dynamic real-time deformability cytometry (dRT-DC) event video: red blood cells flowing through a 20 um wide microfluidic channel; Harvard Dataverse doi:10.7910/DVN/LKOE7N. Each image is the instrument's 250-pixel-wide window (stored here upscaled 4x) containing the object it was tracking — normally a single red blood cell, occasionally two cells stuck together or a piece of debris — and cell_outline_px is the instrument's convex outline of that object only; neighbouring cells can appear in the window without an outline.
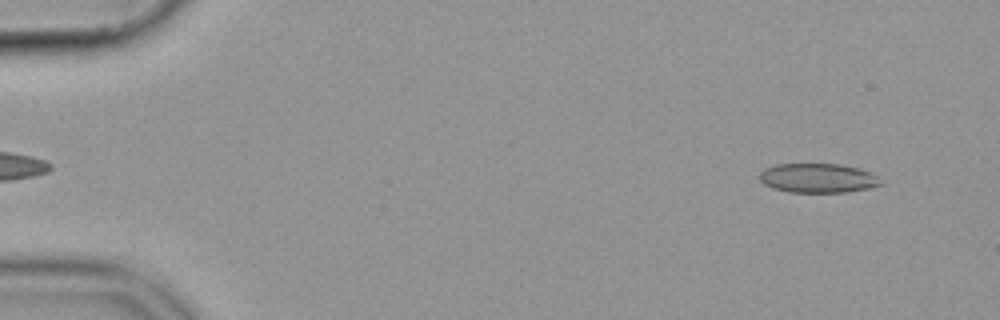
{"species": "common noctule bat (a hibernating species)", "species_latin": "Nyctalus noctula", "temperature_condition": "cold", "stored_images_in_passage": 55, "camera_frame_rate_fps": 3000, "um_per_image_px": 0.085, "animal": {"sex": "female", "body_mass_g": 19.9}, "frame": {"image": 1, "passage_image": 4, "time_ms": 1.0, "image_size_px": [1000, 320], "cell_outline_px": [[884, 184], [868, 188], [848, 192], [788, 192], [772, 188], [764, 184], [760, 180], [760, 172], [764, 168], [776, 164], [840, 164], [856, 168], [868, 172], [876, 176]], "centroid_in_image_um": [69.48, 15.14], "position_along_channel_um": 15.5, "area_um2": 20.63}}
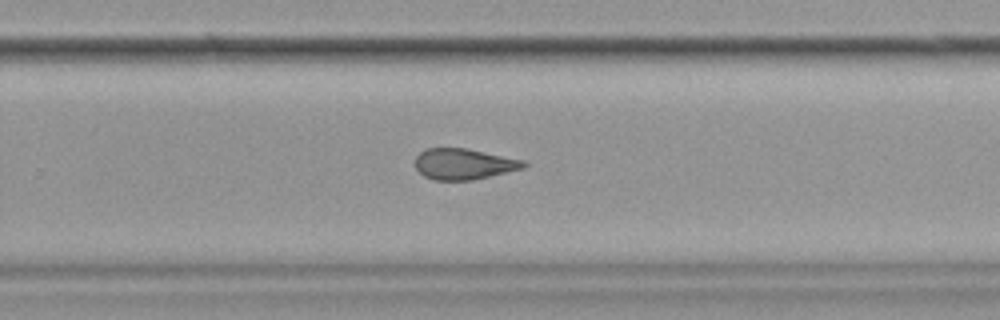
{"frame": {"image": 2, "passage_image": 36, "time_ms": 11.667, "image_size_px": [1000, 320], "cell_outline_px": [[528, 164], [524, 168], [472, 180], [432, 180], [424, 176], [416, 168], [416, 156], [424, 148], [468, 148], [524, 160]], "centroid_in_image_um": [39.42, 13.93], "position_along_channel_um": 290.4, "area_um2": 19.59}}
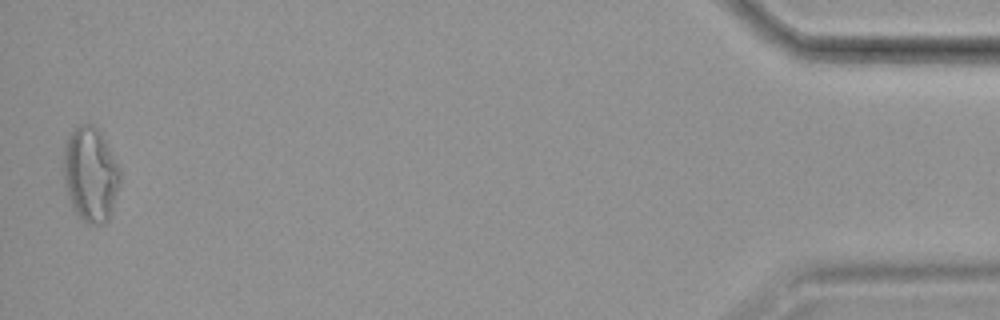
{"frame": {"image": 3, "passage_image": 54, "time_ms": 17.667, "image_size_px": [1000, 320], "cell_outline_px": [[120, 184], [112, 212], [108, 220], [104, 224], [88, 224], [76, 212], [68, 196], [64, 184], [64, 144], [68, 136], [80, 124], [92, 124], [100, 132], [120, 168]], "centroid_in_image_um": [7.71, 14.84], "position_along_channel_um": 427.5, "area_um2": 31.04}}